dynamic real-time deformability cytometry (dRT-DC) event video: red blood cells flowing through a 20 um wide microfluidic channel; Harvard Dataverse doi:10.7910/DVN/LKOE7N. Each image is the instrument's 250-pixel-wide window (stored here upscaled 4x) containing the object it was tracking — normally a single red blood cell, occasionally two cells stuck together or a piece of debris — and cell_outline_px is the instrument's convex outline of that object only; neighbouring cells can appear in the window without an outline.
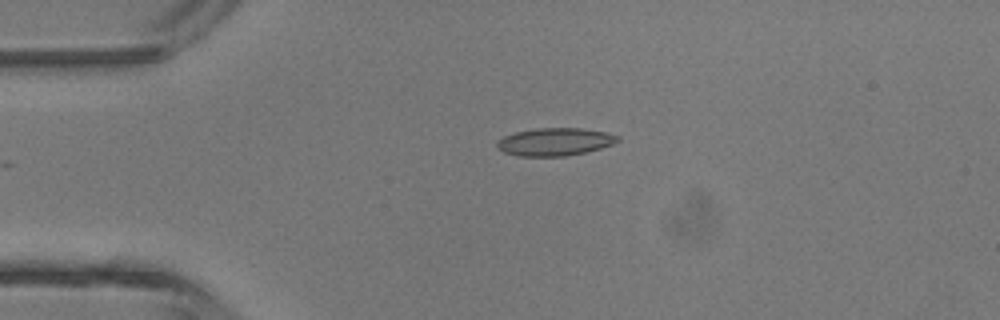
{"species": "common noctule bat (a hibernating species)", "species_latin": "Nyctalus noctula", "temperature_condition": "room temperature", "stored_images_in_passage": 6, "camera_frame_rate_fps": 3000, "um_per_image_px": 0.085, "animal": {"sex": "male", "body_mass_g": 13.3}, "frame": {"image": 1, "passage_image": 3, "time_ms": 2.333, "image_size_px": [1000, 320], "cell_outline_px": [[620, 140], [612, 144], [600, 148], [584, 152], [564, 156], [516, 156], [504, 152], [496, 148], [496, 144], [504, 136], [516, 132], [536, 128], [580, 128], [604, 132], [620, 136]], "centroid_in_image_um": [47.14, 12.05], "position_along_channel_um": 37.9, "area_um2": 19.36}}
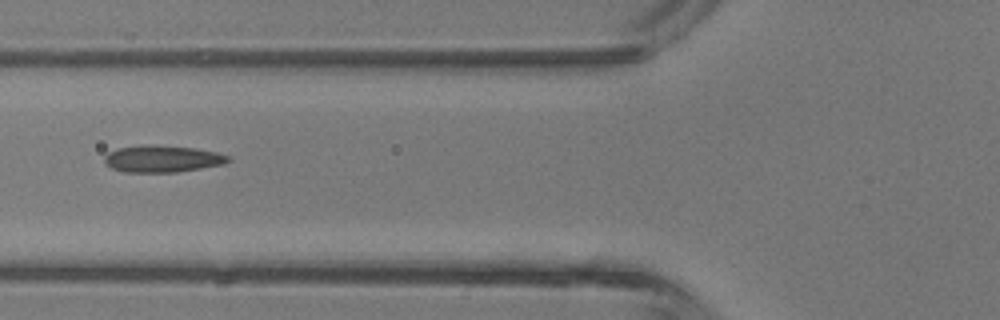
{"frame": {"image": 2, "passage_image": 5, "time_ms": 4.667, "image_size_px": [1000, 320], "cell_outline_px": [[232, 160], [224, 164], [176, 172], [124, 172], [112, 168], [104, 164], [104, 156], [108, 152], [116, 148], [152, 144], [196, 148], [216, 152], [228, 156]], "centroid_in_image_um": [13.77, 13.49], "position_along_channel_um": 112.0, "area_um2": 19.48}}
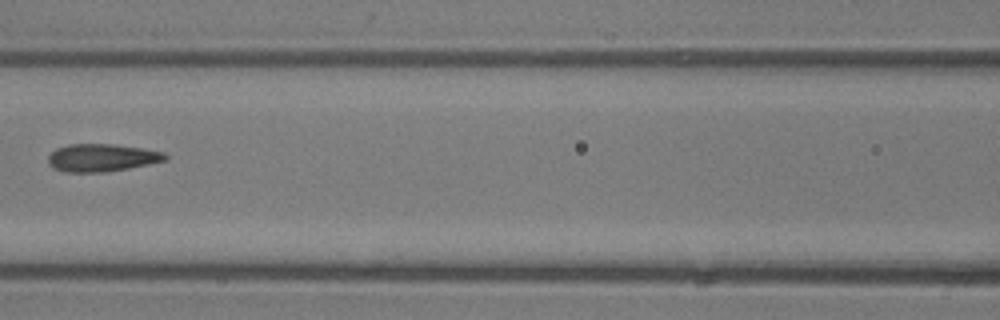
{"frame": {"image": 3, "passage_image": 6, "time_ms": 5.667, "image_size_px": [1000, 320], "cell_outline_px": [[168, 160], [128, 168], [104, 172], [64, 172], [52, 168], [48, 164], [48, 156], [56, 148], [68, 144], [112, 144], [140, 148], [164, 152], [168, 156]], "centroid_in_image_um": [8.62, 13.41], "position_along_channel_um": 158.0, "area_um2": 18.9}}